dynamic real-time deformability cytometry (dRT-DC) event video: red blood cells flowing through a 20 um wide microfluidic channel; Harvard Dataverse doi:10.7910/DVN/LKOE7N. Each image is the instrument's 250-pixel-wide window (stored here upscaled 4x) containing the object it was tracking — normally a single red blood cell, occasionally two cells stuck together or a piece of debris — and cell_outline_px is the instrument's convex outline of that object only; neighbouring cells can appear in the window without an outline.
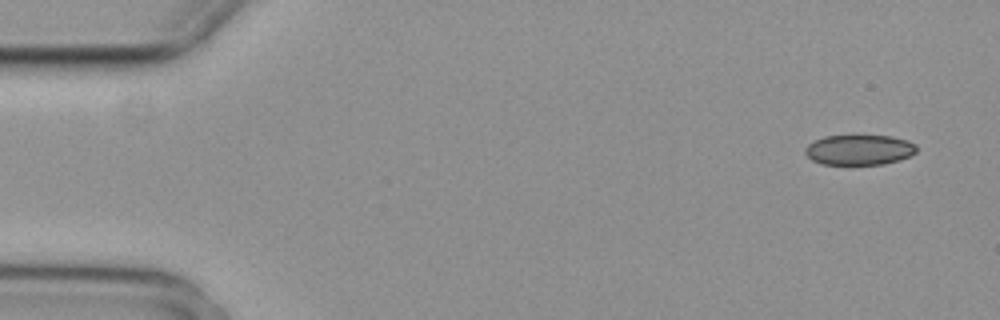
{"species": "common noctule bat (a hibernating species)", "species_latin": "Nyctalus noctula", "temperature_condition": "cold", "stored_images_in_passage": 4, "camera_frame_rate_fps": 3000, "um_per_image_px": 0.085, "animal": {"sex": "female", "body_mass_g": 29.2, "forearm_length_mm": 56.3}, "frame": {"image": 1, "passage_image": 1, "time_ms": 0.0, "image_size_px": [1000, 320], "cell_outline_px": [[916, 152], [900, 160], [884, 164], [820, 164], [812, 160], [804, 152], [804, 148], [808, 144], [824, 136], [892, 136], [908, 140], [916, 144]], "centroid_in_image_um": [73.04, 12.74], "position_along_channel_um": 12.0, "area_um2": 19.59}}